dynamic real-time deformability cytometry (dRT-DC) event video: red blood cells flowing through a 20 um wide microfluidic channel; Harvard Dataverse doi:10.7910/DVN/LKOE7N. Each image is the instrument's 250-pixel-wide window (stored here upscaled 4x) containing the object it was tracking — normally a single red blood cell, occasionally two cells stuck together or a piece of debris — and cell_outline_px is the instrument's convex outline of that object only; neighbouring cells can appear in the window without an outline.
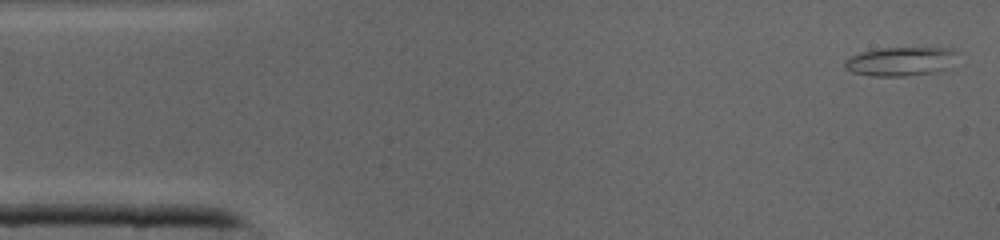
{"species": "common noctule bat (a hibernating species)", "species_latin": "Nyctalus noctula", "temperature_condition": "cold", "stored_images_in_passage": 41, "camera_frame_rate_fps": 3000, "um_per_image_px": 0.085, "animal": {"sex": "male", "body_mass_g": 19.0, "forearm_length_mm": 50.8}, "frame": {"image": 1, "passage_image": 1, "time_ms": 0.0, "image_size_px": [1000, 240], "cell_outline_px": [[956, 52], [948, 68], [936, 72], [904, 76], [872, 76], [852, 72], [844, 68], [844, 60], [852, 56], [864, 52], [884, 48], [952, 48]], "centroid_in_image_um": [76.52, 5.23], "position_along_channel_um": 8.5, "area_um2": 18.67}}
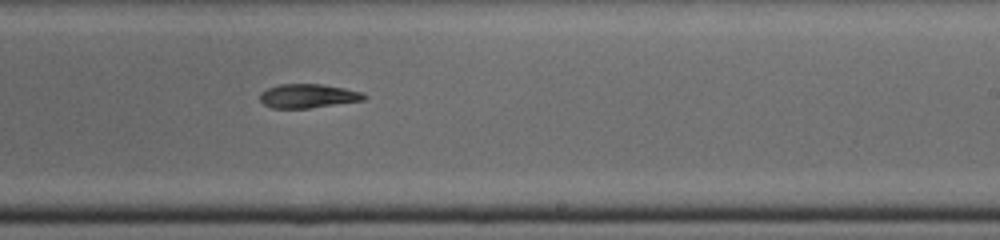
{"frame": {"image": 2, "passage_image": 24, "time_ms": 7.667, "image_size_px": [1000, 240], "cell_outline_px": [[368, 96], [364, 100], [308, 108], [272, 108], [264, 104], [260, 100], [260, 92], [268, 88], [280, 84], [320, 84], [344, 88], [360, 92]], "centroid_in_image_um": [26.16, 8.15], "position_along_channel_um": 262.8, "area_um2": 14.39}}
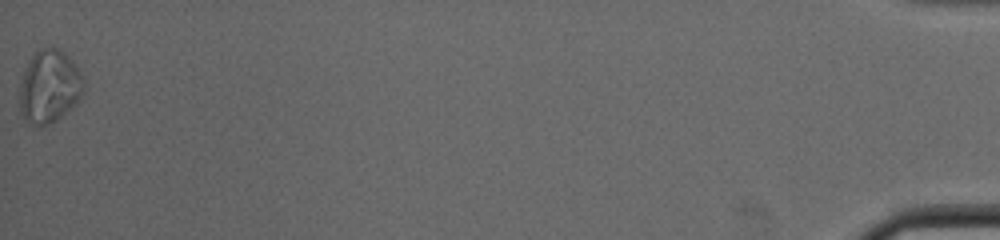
{"frame": {"image": 3, "passage_image": 41, "time_ms": 13.333, "image_size_px": [1000, 240], "cell_outline_px": [[84, 88], [80, 96], [52, 124], [36, 124], [24, 120], [20, 112], [20, 84], [24, 72], [32, 56], [40, 48], [52, 44], [64, 52], [68, 56], [80, 72], [84, 80]], "centroid_in_image_um": [4.18, 7.31], "position_along_channel_um": 431.0, "area_um2": 26.76}}